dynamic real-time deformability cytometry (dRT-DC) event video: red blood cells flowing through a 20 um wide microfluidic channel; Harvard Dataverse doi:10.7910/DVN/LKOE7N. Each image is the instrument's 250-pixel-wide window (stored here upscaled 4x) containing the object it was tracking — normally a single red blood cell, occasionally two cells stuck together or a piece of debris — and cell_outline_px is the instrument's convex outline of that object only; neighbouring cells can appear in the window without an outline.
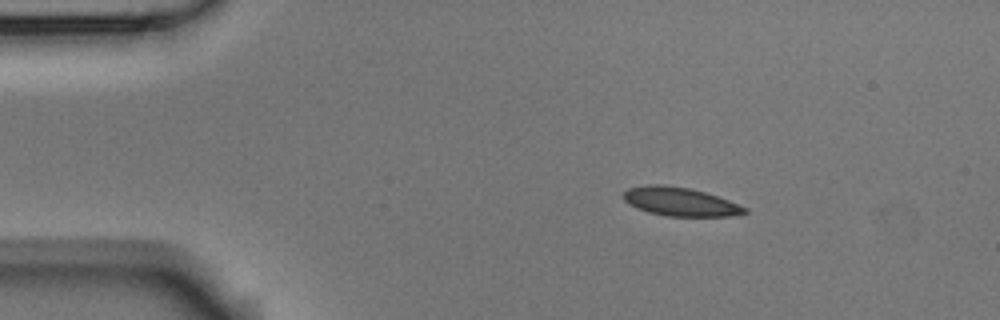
{"species": "Egyptian fruit bat (a non-hibernating species)", "species_latin": "Rousettus aegyptiacus", "temperature_condition": "room temperature", "stored_images_in_passage": 2, "camera_frame_rate_fps": 3000, "um_per_image_px": 0.085, "animal": {"sex": "male"}, "frame": {"image": 1, "passage_image": 1, "time_ms": 0.0, "image_size_px": [1000, 320], "cell_outline_px": [[748, 212], [732, 216], [668, 216], [648, 212], [636, 208], [624, 200], [624, 192], [628, 188], [648, 184], [664, 184], [692, 188], [728, 200], [748, 208]], "centroid_in_image_um": [57.81, 17.13], "position_along_channel_um": 27.2, "area_um2": 20.23}}